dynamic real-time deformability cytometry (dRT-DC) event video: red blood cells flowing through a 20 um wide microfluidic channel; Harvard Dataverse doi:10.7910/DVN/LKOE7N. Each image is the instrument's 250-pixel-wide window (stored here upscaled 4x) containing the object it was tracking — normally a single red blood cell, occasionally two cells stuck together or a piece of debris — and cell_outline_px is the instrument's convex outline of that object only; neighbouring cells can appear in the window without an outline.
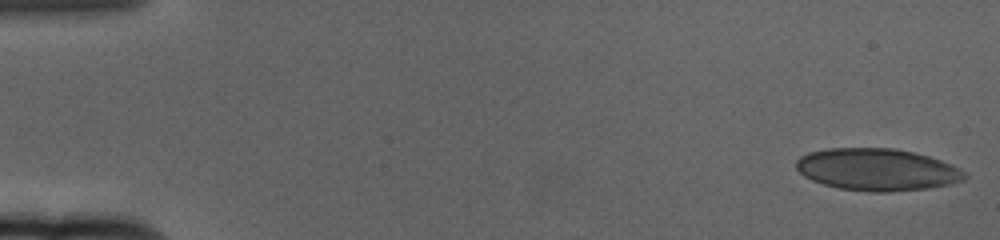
{"species": "human", "species_latin": "Homo sapiens", "temperature_condition": "cold", "stored_images_in_passage": 60, "camera_frame_rate_fps": 3000, "um_per_image_px": 0.085, "donor": {"sex": "female"}, "frame": {"image": 1, "passage_image": 1, "time_ms": 0.0, "image_size_px": [1000, 240], "cell_outline_px": [[968, 176], [964, 180], [948, 184], [928, 188], [888, 192], [872, 192], [840, 188], [824, 184], [812, 180], [804, 176], [796, 168], [796, 160], [800, 156], [808, 152], [828, 148], [892, 148], [912, 152], [928, 156], [940, 160], [964, 172]], "centroid_in_image_um": [74.51, 14.41], "position_along_channel_um": 10.5, "area_um2": 41.04}}
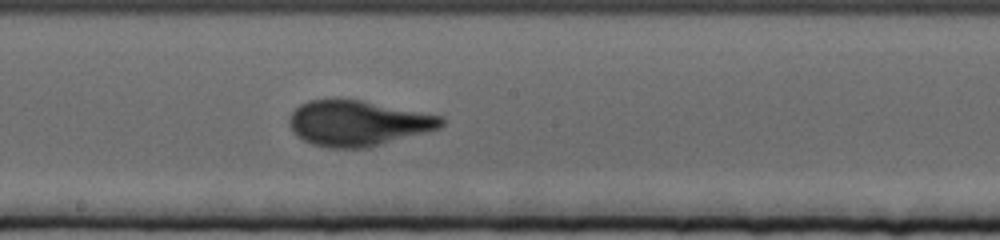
{"frame": {"image": 2, "passage_image": 33, "time_ms": 10.667, "image_size_px": [1000, 240], "cell_outline_px": [[444, 124], [440, 128], [368, 148], [328, 148], [312, 144], [296, 136], [292, 132], [288, 124], [288, 116], [300, 104], [308, 100], [360, 100], [440, 116], [444, 120]], "centroid_in_image_um": [30.36, 10.49], "position_along_channel_um": 217.8, "area_um2": 40.0}}
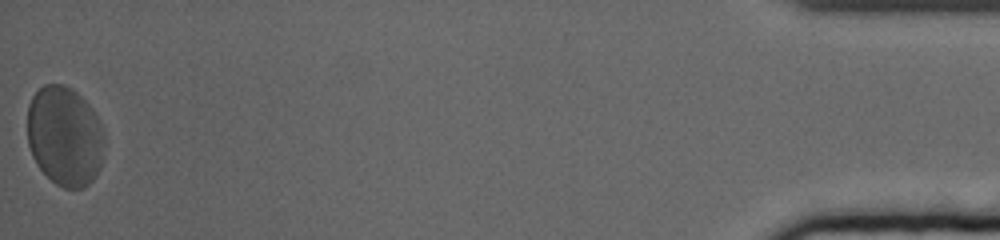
{"frame": {"image": 3, "passage_image": 60, "time_ms": 19.667, "image_size_px": [1000, 240], "cell_outline_px": [[104, 136], [100, 164], [92, 180], [88, 184], [80, 188], [64, 188], [56, 184], [36, 164], [32, 156], [28, 144], [28, 104], [32, 96], [44, 84], [64, 84], [72, 88], [92, 108], [96, 116]], "centroid_in_image_um": [5.47, 11.55], "position_along_channel_um": 429.7, "area_um2": 44.39}, "authors_computed_cell_mechanics": {"area_um2": 39.9687, "velocity_mm_per_s": 3.3328, "shape_relaxation_time_tau1_ms": 5.2265, "shape_relaxation_time_tau2_ms": null, "deformation_change_tau1": 0.2052, "deformation_change_tau2": null}}